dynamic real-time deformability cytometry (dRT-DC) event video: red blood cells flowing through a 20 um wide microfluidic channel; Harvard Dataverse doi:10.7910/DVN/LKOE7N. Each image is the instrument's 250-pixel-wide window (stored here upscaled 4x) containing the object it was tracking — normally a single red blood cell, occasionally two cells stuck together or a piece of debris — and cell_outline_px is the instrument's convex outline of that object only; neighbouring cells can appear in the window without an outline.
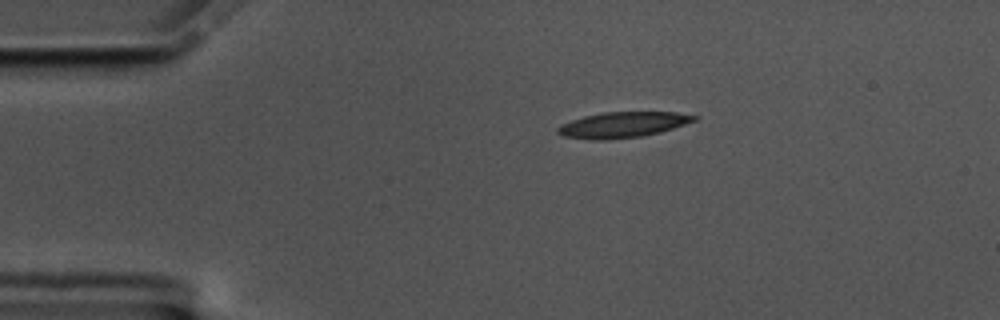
{"species": "common noctule bat (a hibernating species)", "species_latin": "Nyctalus noctula", "temperature_condition": "cold", "stored_images_in_passage": 47, "camera_frame_rate_fps": 3000, "um_per_image_px": 0.085, "animal": {"sex": "male", "body_mass_g": 17.5, "forearm_length_mm": 52.3}, "frame": {"image": 1, "passage_image": 1, "time_ms": 0.0, "image_size_px": [1000, 320], "cell_outline_px": [[700, 116], [696, 120], [660, 132], [640, 136], [608, 140], [588, 140], [564, 136], [556, 132], [556, 128], [560, 124], [584, 116], [604, 112], [676, 112]], "centroid_in_image_um": [52.9, 10.61], "position_along_channel_um": 32.1, "area_um2": 20.4}}
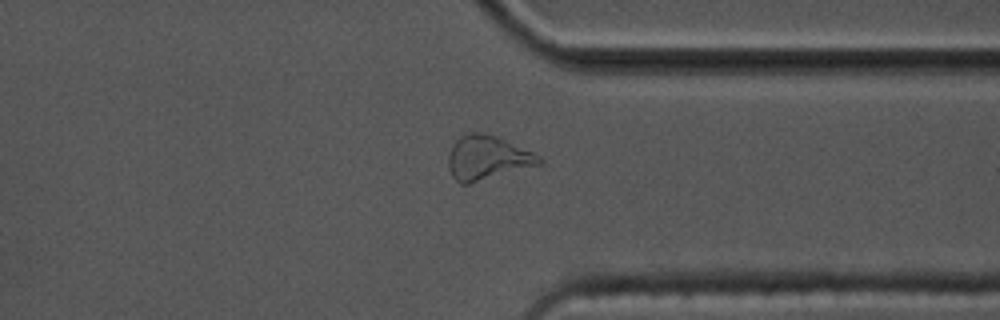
{"frame": {"image": 2, "passage_image": 34, "time_ms": 11.0, "image_size_px": [1000, 320], "cell_outline_px": [[544, 160], [540, 164], [468, 184], [460, 184], [452, 176], [448, 168], [448, 156], [452, 144], [460, 136], [468, 132], [480, 132], [496, 136], [532, 152], [540, 156]], "centroid_in_image_um": [41.37, 13.41], "position_along_channel_um": 370.0, "area_um2": 23.18}}
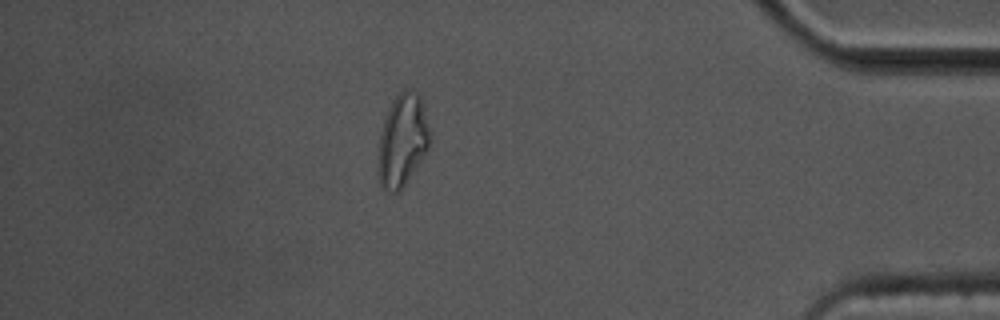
{"frame": {"image": 3, "passage_image": 40, "time_ms": 13.0, "image_size_px": [1000, 320], "cell_outline_px": [[432, 136], [428, 148], [400, 192], [392, 192], [380, 188], [376, 172], [376, 160], [380, 132], [388, 108], [392, 100], [404, 88], [412, 88], [420, 96], [424, 108]], "centroid_in_image_um": [34.17, 11.94], "position_along_channel_um": 401.0, "area_um2": 28.55}, "authors_computed_cell_mechanics": {"area_um2": 20.519, "velocity_mm_per_s": 3.4941, "shape_relaxation_time_tau1_ms": 6.5965, "shape_relaxation_time_tau2_ms": 2.8339, "deformation_change_tau1": 0.1912, "deformation_change_tau2": 0.096}}